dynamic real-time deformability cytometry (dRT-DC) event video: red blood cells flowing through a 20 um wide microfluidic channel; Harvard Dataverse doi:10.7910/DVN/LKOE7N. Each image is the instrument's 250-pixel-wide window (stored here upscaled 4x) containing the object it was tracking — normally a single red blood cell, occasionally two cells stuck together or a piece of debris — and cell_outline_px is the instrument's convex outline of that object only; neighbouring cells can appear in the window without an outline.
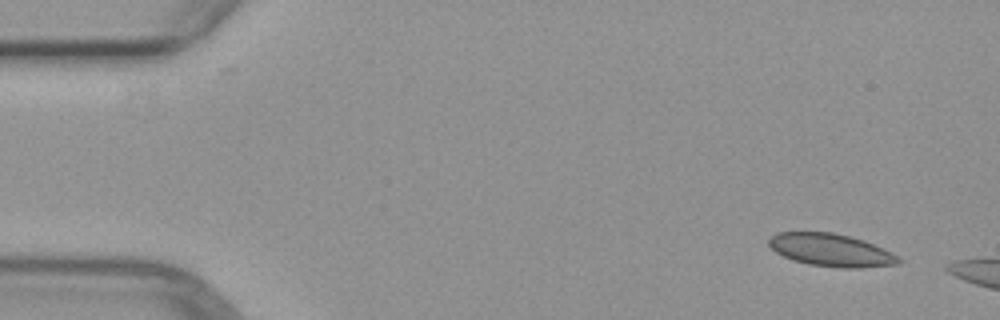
{"species": "common noctule bat (a hibernating species)", "species_latin": "Nyctalus noctula", "temperature_condition": "warm", "stored_images_in_passage": 2, "camera_frame_rate_fps": 3000, "um_per_image_px": 0.085, "animal": {"sex": "female", "body_mass_g": 29.2, "forearm_length_mm": 56.3}, "frame": {"image": 1, "passage_image": 1, "time_ms": 0.0, "image_size_px": [1000, 320], "cell_outline_px": [[904, 260], [900, 264], [860, 268], [840, 268], [808, 264], [792, 260], [776, 252], [768, 244], [768, 240], [776, 232], [832, 232], [864, 240], [884, 248], [900, 256]], "centroid_in_image_um": [70.69, 21.26], "position_along_channel_um": 14.3, "area_um2": 24.97}}